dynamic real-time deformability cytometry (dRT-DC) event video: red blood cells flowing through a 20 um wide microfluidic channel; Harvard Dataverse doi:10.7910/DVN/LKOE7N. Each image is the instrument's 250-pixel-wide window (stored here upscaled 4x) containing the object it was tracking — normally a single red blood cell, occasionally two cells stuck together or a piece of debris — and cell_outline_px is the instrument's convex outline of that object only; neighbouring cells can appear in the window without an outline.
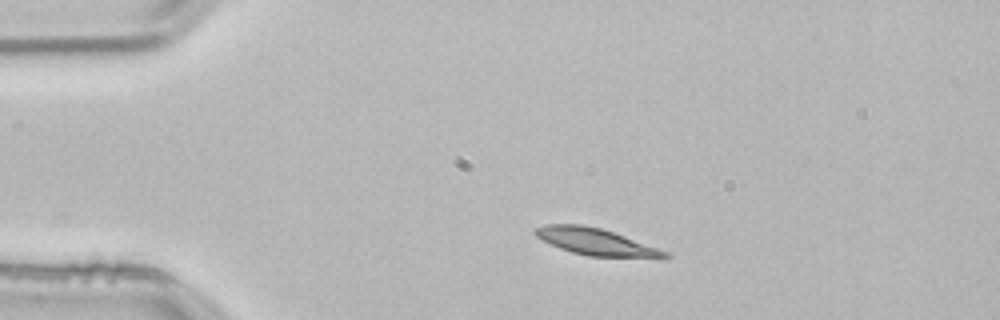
{"species": "common noctule bat (a hibernating species)", "species_latin": "Nyctalus noctula", "temperature_condition": "room temperature", "stored_images_in_passage": 2, "camera_frame_rate_fps": 3000, "um_per_image_px": 0.085, "animal": {"sex": "male", "body_mass_g": 21.5, "forearm_length_mm": 52.0}, "frame": {"image": 1, "passage_image": 1, "time_ms": 0.0, "image_size_px": [1000, 320], "cell_outline_px": [[672, 256], [664, 260], [588, 256], [572, 252], [560, 248], [536, 236], [532, 232], [536, 228], [544, 224], [580, 224], [600, 228], [612, 232], [668, 252]], "centroid_in_image_um": [50.74, 20.59], "position_along_channel_um": 34.3, "area_um2": 20.52}}